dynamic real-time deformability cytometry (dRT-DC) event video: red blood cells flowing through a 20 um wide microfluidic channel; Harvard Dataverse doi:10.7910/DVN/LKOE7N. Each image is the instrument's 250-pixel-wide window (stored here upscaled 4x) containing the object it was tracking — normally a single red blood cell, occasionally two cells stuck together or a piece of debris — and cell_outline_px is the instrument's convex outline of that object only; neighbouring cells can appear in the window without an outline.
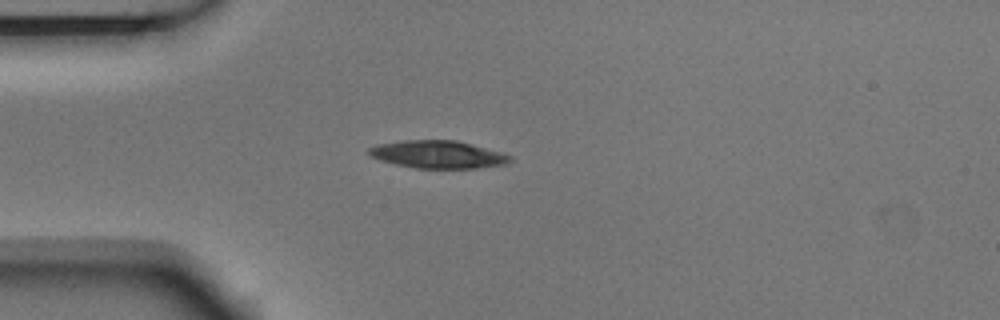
{"species": "Egyptian fruit bat (a non-hibernating species)", "species_latin": "Rousettus aegyptiacus", "temperature_condition": "room temperature", "stored_images_in_passage": 3, "camera_frame_rate_fps": 3000, "um_per_image_px": 0.085, "animal": {"sex": "male"}, "frame": {"image": 1, "passage_image": 3, "time_ms": 0.667, "image_size_px": [1000, 320], "cell_outline_px": [[512, 160], [504, 164], [476, 168], [416, 168], [396, 164], [380, 160], [372, 156], [368, 152], [368, 148], [376, 144], [404, 140], [456, 140], [472, 144], [500, 152], [512, 156]], "centroid_in_image_um": [37.2, 13.12], "position_along_channel_um": 47.8, "area_um2": 22.6}}